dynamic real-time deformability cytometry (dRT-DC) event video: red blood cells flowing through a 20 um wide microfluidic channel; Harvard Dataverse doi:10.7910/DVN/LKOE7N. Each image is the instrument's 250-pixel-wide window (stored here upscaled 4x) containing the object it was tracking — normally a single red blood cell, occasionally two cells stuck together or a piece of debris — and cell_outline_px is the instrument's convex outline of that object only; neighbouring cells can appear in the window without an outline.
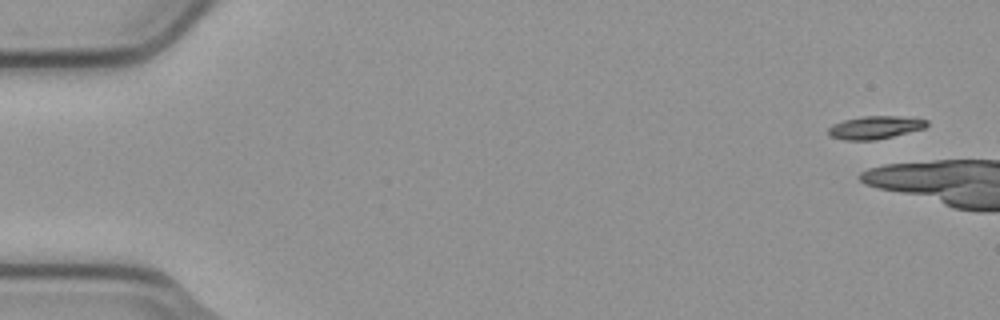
{"species": "common noctule bat (a hibernating species)", "species_latin": "Nyctalus noctula", "temperature_condition": "cold", "stored_images_in_passage": 5, "camera_frame_rate_fps": 3000, "um_per_image_px": 0.085, "animal": {"sex": "male", "body_mass_g": 23.1, "forearm_length_mm": 52.7}, "frame": {"image": 1, "passage_image": 1, "time_ms": 0.0, "image_size_px": [1000, 320], "cell_outline_px": [[928, 124], [924, 128], [876, 140], [844, 140], [828, 136], [828, 128], [832, 124], [844, 120], [864, 116], [896, 116], [928, 120]], "centroid_in_image_um": [74.33, 10.84], "position_along_channel_um": 10.7, "area_um2": 13.06}}